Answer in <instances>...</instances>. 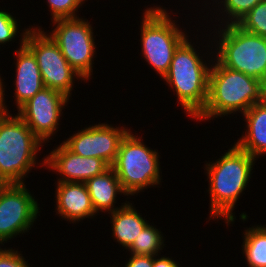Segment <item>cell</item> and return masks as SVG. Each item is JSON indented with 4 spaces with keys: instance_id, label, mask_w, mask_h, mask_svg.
<instances>
[{
    "instance_id": "19",
    "label": "cell",
    "mask_w": 266,
    "mask_h": 267,
    "mask_svg": "<svg viewBox=\"0 0 266 267\" xmlns=\"http://www.w3.org/2000/svg\"><path fill=\"white\" fill-rule=\"evenodd\" d=\"M242 253L248 267H266V224L244 229Z\"/></svg>"
},
{
    "instance_id": "22",
    "label": "cell",
    "mask_w": 266,
    "mask_h": 267,
    "mask_svg": "<svg viewBox=\"0 0 266 267\" xmlns=\"http://www.w3.org/2000/svg\"><path fill=\"white\" fill-rule=\"evenodd\" d=\"M236 25L246 32L266 38V0L259 2Z\"/></svg>"
},
{
    "instance_id": "26",
    "label": "cell",
    "mask_w": 266,
    "mask_h": 267,
    "mask_svg": "<svg viewBox=\"0 0 266 267\" xmlns=\"http://www.w3.org/2000/svg\"><path fill=\"white\" fill-rule=\"evenodd\" d=\"M123 267H153V256L130 254Z\"/></svg>"
},
{
    "instance_id": "14",
    "label": "cell",
    "mask_w": 266,
    "mask_h": 267,
    "mask_svg": "<svg viewBox=\"0 0 266 267\" xmlns=\"http://www.w3.org/2000/svg\"><path fill=\"white\" fill-rule=\"evenodd\" d=\"M55 192V211L68 223H79L85 218L97 216L85 183L57 182Z\"/></svg>"
},
{
    "instance_id": "13",
    "label": "cell",
    "mask_w": 266,
    "mask_h": 267,
    "mask_svg": "<svg viewBox=\"0 0 266 267\" xmlns=\"http://www.w3.org/2000/svg\"><path fill=\"white\" fill-rule=\"evenodd\" d=\"M110 166L101 158L84 157L74 154L63 143L55 146L45 157V170L57 176V182L85 183L106 171Z\"/></svg>"
},
{
    "instance_id": "8",
    "label": "cell",
    "mask_w": 266,
    "mask_h": 267,
    "mask_svg": "<svg viewBox=\"0 0 266 267\" xmlns=\"http://www.w3.org/2000/svg\"><path fill=\"white\" fill-rule=\"evenodd\" d=\"M29 27L24 45L34 54L38 63L43 84L72 97L75 78L86 82L67 62L56 42L38 25Z\"/></svg>"
},
{
    "instance_id": "11",
    "label": "cell",
    "mask_w": 266,
    "mask_h": 267,
    "mask_svg": "<svg viewBox=\"0 0 266 267\" xmlns=\"http://www.w3.org/2000/svg\"><path fill=\"white\" fill-rule=\"evenodd\" d=\"M69 98L63 93L43 88L34 97L29 99L17 111V115L26 123L29 129L47 145L59 131V123Z\"/></svg>"
},
{
    "instance_id": "28",
    "label": "cell",
    "mask_w": 266,
    "mask_h": 267,
    "mask_svg": "<svg viewBox=\"0 0 266 267\" xmlns=\"http://www.w3.org/2000/svg\"><path fill=\"white\" fill-rule=\"evenodd\" d=\"M109 266H110V267H118V266H115V265H114V266H113V265H112V266H111V265H109ZM109 266H107V267H109ZM102 267H104V266H102ZM120 267H121V266H120Z\"/></svg>"
},
{
    "instance_id": "18",
    "label": "cell",
    "mask_w": 266,
    "mask_h": 267,
    "mask_svg": "<svg viewBox=\"0 0 266 267\" xmlns=\"http://www.w3.org/2000/svg\"><path fill=\"white\" fill-rule=\"evenodd\" d=\"M109 214L111 215L112 238L124 249H128L139 233L149 224V220L147 221L130 201Z\"/></svg>"
},
{
    "instance_id": "25",
    "label": "cell",
    "mask_w": 266,
    "mask_h": 267,
    "mask_svg": "<svg viewBox=\"0 0 266 267\" xmlns=\"http://www.w3.org/2000/svg\"><path fill=\"white\" fill-rule=\"evenodd\" d=\"M0 246V267H31L21 251ZM21 252V253H20Z\"/></svg>"
},
{
    "instance_id": "1",
    "label": "cell",
    "mask_w": 266,
    "mask_h": 267,
    "mask_svg": "<svg viewBox=\"0 0 266 267\" xmlns=\"http://www.w3.org/2000/svg\"><path fill=\"white\" fill-rule=\"evenodd\" d=\"M220 158L205 161V175L208 181L210 211L208 220H224L227 226L234 224L236 219L235 205L241 194H244L250 179L253 177L256 159L241 150L235 144L231 145ZM223 217V218H222ZM217 219V220H216Z\"/></svg>"
},
{
    "instance_id": "4",
    "label": "cell",
    "mask_w": 266,
    "mask_h": 267,
    "mask_svg": "<svg viewBox=\"0 0 266 267\" xmlns=\"http://www.w3.org/2000/svg\"><path fill=\"white\" fill-rule=\"evenodd\" d=\"M265 99V84L236 70L222 66L215 58L209 72L208 99L196 121L244 114ZM209 120V121H208Z\"/></svg>"
},
{
    "instance_id": "3",
    "label": "cell",
    "mask_w": 266,
    "mask_h": 267,
    "mask_svg": "<svg viewBox=\"0 0 266 267\" xmlns=\"http://www.w3.org/2000/svg\"><path fill=\"white\" fill-rule=\"evenodd\" d=\"M1 75L0 73V184L25 183L34 167L40 165L44 168L45 156L42 163L37 157L44 145L17 114L10 113L4 97L6 86Z\"/></svg>"
},
{
    "instance_id": "6",
    "label": "cell",
    "mask_w": 266,
    "mask_h": 267,
    "mask_svg": "<svg viewBox=\"0 0 266 267\" xmlns=\"http://www.w3.org/2000/svg\"><path fill=\"white\" fill-rule=\"evenodd\" d=\"M146 7L139 28L140 53L159 78H163L169 70L175 50L188 37V30L183 25L179 26V20L172 19L174 14L171 17L166 7Z\"/></svg>"
},
{
    "instance_id": "23",
    "label": "cell",
    "mask_w": 266,
    "mask_h": 267,
    "mask_svg": "<svg viewBox=\"0 0 266 267\" xmlns=\"http://www.w3.org/2000/svg\"><path fill=\"white\" fill-rule=\"evenodd\" d=\"M12 13L13 12L10 13L6 9H0V46L2 45V47L4 44H9V42H15V38H17L16 36H18V34H20V39H25L29 30L28 27L27 29L24 28V30H19L21 24L18 23L21 22L18 18L16 19L15 15L13 16Z\"/></svg>"
},
{
    "instance_id": "17",
    "label": "cell",
    "mask_w": 266,
    "mask_h": 267,
    "mask_svg": "<svg viewBox=\"0 0 266 267\" xmlns=\"http://www.w3.org/2000/svg\"><path fill=\"white\" fill-rule=\"evenodd\" d=\"M85 184L97 215L100 214V212H107L106 214L109 215V213L118 210L128 202L125 201L121 203V205H119L120 207L115 206L118 194H120V196H127V194L124 192L111 166L103 173L88 179Z\"/></svg>"
},
{
    "instance_id": "5",
    "label": "cell",
    "mask_w": 266,
    "mask_h": 267,
    "mask_svg": "<svg viewBox=\"0 0 266 267\" xmlns=\"http://www.w3.org/2000/svg\"><path fill=\"white\" fill-rule=\"evenodd\" d=\"M205 28L211 32L210 35L214 34L212 51L222 66L266 84V38L246 32L236 24L219 27L206 25Z\"/></svg>"
},
{
    "instance_id": "2",
    "label": "cell",
    "mask_w": 266,
    "mask_h": 267,
    "mask_svg": "<svg viewBox=\"0 0 266 267\" xmlns=\"http://www.w3.org/2000/svg\"><path fill=\"white\" fill-rule=\"evenodd\" d=\"M190 36L175 50L169 70L162 80L166 82L170 87L169 89L176 95L177 103L179 102L178 104L182 106L181 109L188 116H191V119H195L203 111L208 99L209 72L214 52L211 51L213 49V42L210 36L212 35L206 34V31L204 35L202 33V36L208 37L210 39L208 41L211 42V45H209V42L207 43L208 46L201 44L202 48H206L204 50L206 53L201 50L199 51L200 53L202 52V55L196 50L200 47L195 45L192 38H189ZM205 57L208 63L205 61Z\"/></svg>"
},
{
    "instance_id": "21",
    "label": "cell",
    "mask_w": 266,
    "mask_h": 267,
    "mask_svg": "<svg viewBox=\"0 0 266 267\" xmlns=\"http://www.w3.org/2000/svg\"><path fill=\"white\" fill-rule=\"evenodd\" d=\"M149 223L139 236L135 238L132 245L126 250L129 254L134 255H146V256H158L161 255V251L164 249L165 238L163 232L159 231V228ZM153 225V226H152Z\"/></svg>"
},
{
    "instance_id": "24",
    "label": "cell",
    "mask_w": 266,
    "mask_h": 267,
    "mask_svg": "<svg viewBox=\"0 0 266 267\" xmlns=\"http://www.w3.org/2000/svg\"><path fill=\"white\" fill-rule=\"evenodd\" d=\"M85 1L88 0H46L47 6L50 8L51 22L58 19L79 17L77 12Z\"/></svg>"
},
{
    "instance_id": "20",
    "label": "cell",
    "mask_w": 266,
    "mask_h": 267,
    "mask_svg": "<svg viewBox=\"0 0 266 267\" xmlns=\"http://www.w3.org/2000/svg\"><path fill=\"white\" fill-rule=\"evenodd\" d=\"M210 1V0H209ZM215 15L214 21L219 24L215 26L237 24L251 9H253L262 0H211ZM218 2V3H217ZM216 8V9H215ZM221 14V15H220ZM217 16V17H216ZM219 17V18H218Z\"/></svg>"
},
{
    "instance_id": "27",
    "label": "cell",
    "mask_w": 266,
    "mask_h": 267,
    "mask_svg": "<svg viewBox=\"0 0 266 267\" xmlns=\"http://www.w3.org/2000/svg\"><path fill=\"white\" fill-rule=\"evenodd\" d=\"M173 259L174 258H170L165 255L153 256V267H184Z\"/></svg>"
},
{
    "instance_id": "7",
    "label": "cell",
    "mask_w": 266,
    "mask_h": 267,
    "mask_svg": "<svg viewBox=\"0 0 266 267\" xmlns=\"http://www.w3.org/2000/svg\"><path fill=\"white\" fill-rule=\"evenodd\" d=\"M143 137L130 130L122 138L112 169L124 192L135 196L148 188L161 185L162 172L157 149L148 147ZM161 173V174H160Z\"/></svg>"
},
{
    "instance_id": "16",
    "label": "cell",
    "mask_w": 266,
    "mask_h": 267,
    "mask_svg": "<svg viewBox=\"0 0 266 267\" xmlns=\"http://www.w3.org/2000/svg\"><path fill=\"white\" fill-rule=\"evenodd\" d=\"M242 116L246 129L234 144L256 160L260 156L264 157L266 155V99L255 103Z\"/></svg>"
},
{
    "instance_id": "12",
    "label": "cell",
    "mask_w": 266,
    "mask_h": 267,
    "mask_svg": "<svg viewBox=\"0 0 266 267\" xmlns=\"http://www.w3.org/2000/svg\"><path fill=\"white\" fill-rule=\"evenodd\" d=\"M126 125L113 126V124L101 123L86 125L83 129L62 143L74 154L84 157L101 158L109 166H112L122 138L130 130Z\"/></svg>"
},
{
    "instance_id": "9",
    "label": "cell",
    "mask_w": 266,
    "mask_h": 267,
    "mask_svg": "<svg viewBox=\"0 0 266 267\" xmlns=\"http://www.w3.org/2000/svg\"><path fill=\"white\" fill-rule=\"evenodd\" d=\"M48 34L56 42L69 65L85 81H91L96 53L93 25L88 19L77 17L52 21Z\"/></svg>"
},
{
    "instance_id": "15",
    "label": "cell",
    "mask_w": 266,
    "mask_h": 267,
    "mask_svg": "<svg viewBox=\"0 0 266 267\" xmlns=\"http://www.w3.org/2000/svg\"><path fill=\"white\" fill-rule=\"evenodd\" d=\"M19 48L14 51L15 63V84L14 101L18 110L29 99L45 88L41 72L34 54L24 45L25 39H19Z\"/></svg>"
},
{
    "instance_id": "10",
    "label": "cell",
    "mask_w": 266,
    "mask_h": 267,
    "mask_svg": "<svg viewBox=\"0 0 266 267\" xmlns=\"http://www.w3.org/2000/svg\"><path fill=\"white\" fill-rule=\"evenodd\" d=\"M26 187L25 183L0 184V246L29 232L40 216V204Z\"/></svg>"
}]
</instances>
